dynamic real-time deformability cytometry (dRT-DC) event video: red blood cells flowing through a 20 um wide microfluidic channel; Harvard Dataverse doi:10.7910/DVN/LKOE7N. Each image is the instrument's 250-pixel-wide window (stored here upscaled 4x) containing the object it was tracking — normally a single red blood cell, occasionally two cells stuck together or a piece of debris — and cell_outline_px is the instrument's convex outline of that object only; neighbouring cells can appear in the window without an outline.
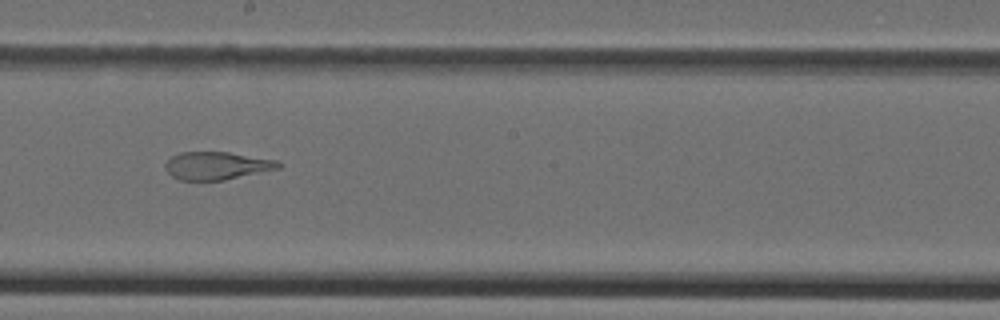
{"species": "Egyptian fruit bat (a non-hibernating species)", "species_latin": "Rousettus aegyptiacus", "temperature_condition": "cold", "stored_images_in_passage": 28, "camera_frame_rate_fps": 3000, "um_per_image_px": 0.085, "animal": {"sex": "female"}, "frame": {"image": 1, "passage_image": 13, "time_ms": 4.0, "image_size_px": [1000, 320], "cell_outline_px": [[284, 164], [280, 168], [224, 180], [180, 180], [172, 176], [164, 168], [164, 164], [172, 156], [180, 152], [228, 152], [276, 160]], "centroid_in_image_um": [18.42, 14.08], "position_along_channel_um": 229.8, "area_um2": 18.32}}
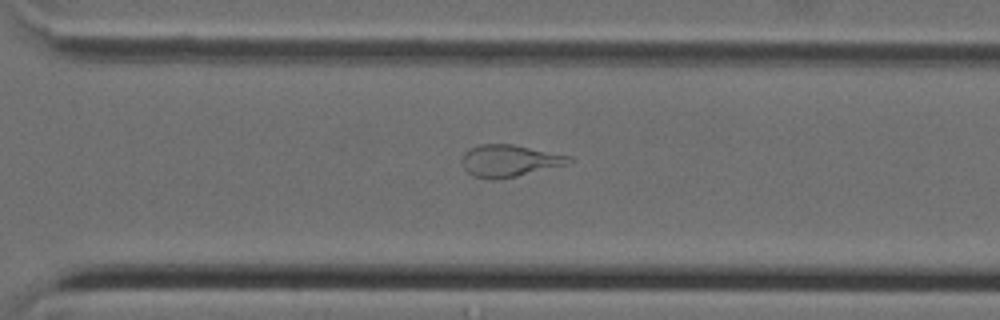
{"frame": {"image": 2, "passage_image": 20, "time_ms": 6.333, "image_size_px": [1000, 320], "cell_outline_px": [[572, 160], [564, 164], [496, 180], [488, 180], [472, 176], [464, 168], [460, 160], [460, 156], [468, 148], [480, 144], [512, 144], [572, 156]], "centroid_in_image_um": [43.18, 13.65], "position_along_channel_um": 327.4, "area_um2": 19.77}}
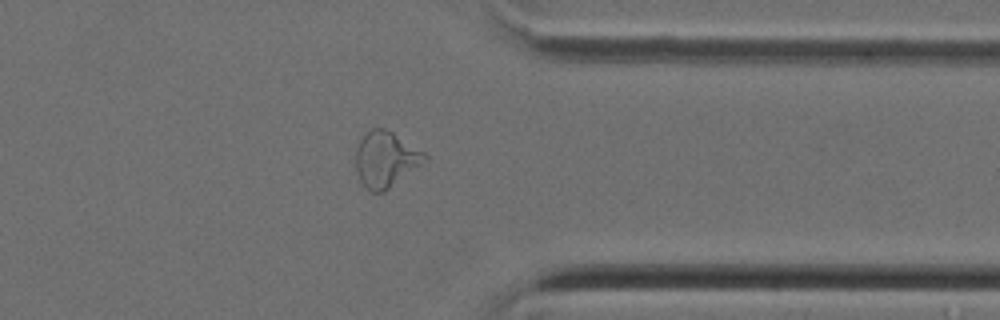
{"frame": {"image": 3, "passage_image": 24, "time_ms": 7.667, "image_size_px": [1000, 320], "cell_outline_px": [[428, 156], [420, 164], [384, 192], [372, 192], [360, 180], [356, 172], [356, 148], [360, 140], [372, 128], [384, 128], [392, 132], [424, 152]], "centroid_in_image_um": [32.75, 13.53], "position_along_channel_um": 378.7, "area_um2": 21.73}}